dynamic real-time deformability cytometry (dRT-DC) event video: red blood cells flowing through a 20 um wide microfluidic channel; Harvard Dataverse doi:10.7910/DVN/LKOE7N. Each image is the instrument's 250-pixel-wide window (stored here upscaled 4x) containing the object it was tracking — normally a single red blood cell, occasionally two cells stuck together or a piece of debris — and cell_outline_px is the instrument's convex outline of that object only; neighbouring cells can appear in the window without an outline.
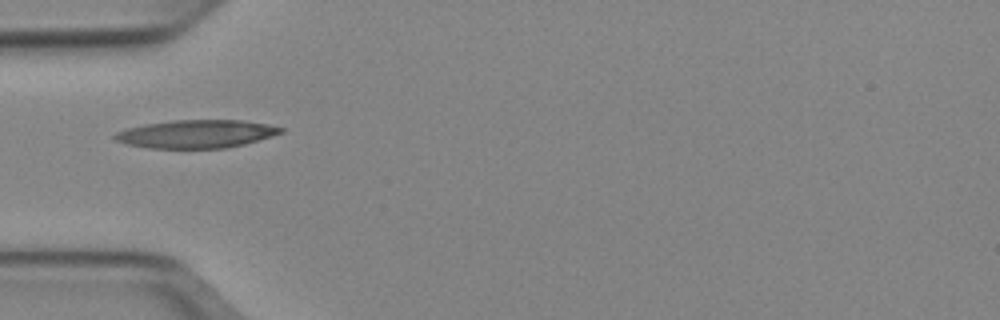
{"species": "Egyptian fruit bat (a non-hibernating species)", "species_latin": "Rousettus aegyptiacus", "temperature_condition": "cold", "stored_images_in_passage": 29, "camera_frame_rate_fps": 3000, "um_per_image_px": 0.085, "animal": {"sex": "female"}, "frame": {"image": 1, "passage_image": 1, "time_ms": 0.0, "image_size_px": [1000, 320], "cell_outline_px": [[284, 132], [272, 136], [244, 144], [224, 148], [148, 148], [128, 144], [116, 140], [112, 136], [116, 132], [124, 128], [144, 124], [172, 120], [240, 120], [268, 124], [284, 128]], "centroid_in_image_um": [16.67, 11.38], "position_along_channel_um": 68.3, "area_um2": 27.22}}
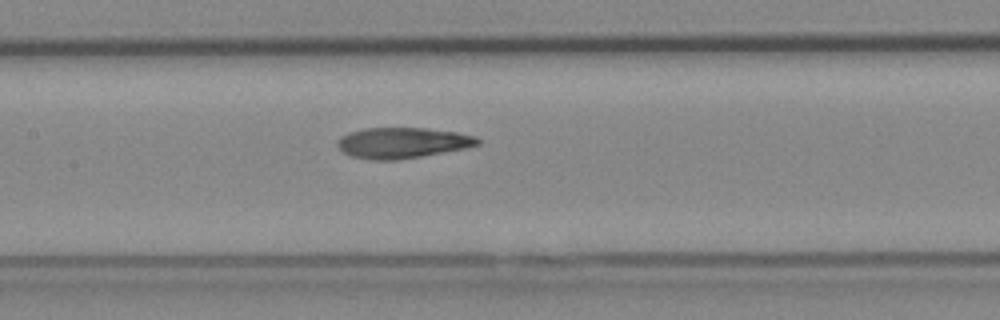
{"frame": {"image": 2, "passage_image": 9, "time_ms": 2.667, "image_size_px": [1000, 320], "cell_outline_px": [[480, 144], [464, 148], [420, 156], [396, 160], [372, 160], [348, 156], [336, 144], [336, 140], [340, 136], [348, 132], [364, 128], [428, 128], [456, 132], [476, 136], [480, 140]], "centroid_in_image_um": [34.15, 12.13], "position_along_channel_um": 173.3, "area_um2": 25.14}}
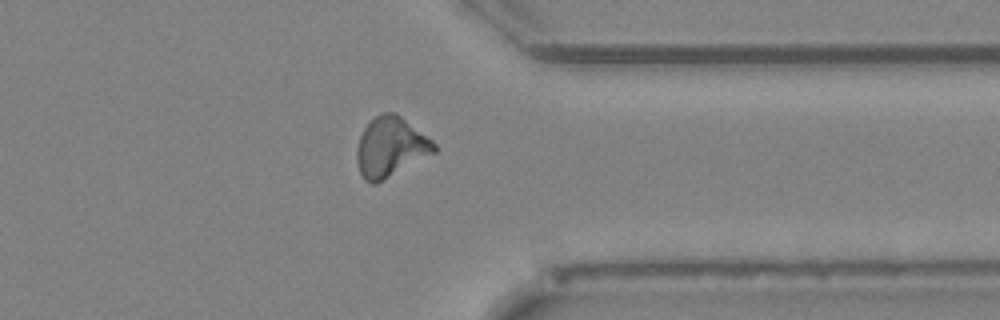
{"frame": {"image": 3, "passage_image": 25, "time_ms": 8.0, "image_size_px": [1000, 320], "cell_outline_px": [[436, 152], [376, 184], [372, 184], [364, 180], [360, 172], [356, 160], [356, 152], [360, 136], [364, 128], [376, 116], [384, 112], [396, 112], [432, 140], [436, 144]], "centroid_in_image_um": [33.19, 12.51], "position_along_channel_um": 378.2, "area_um2": 26.82}, "authors_computed_cell_mechanics": {"area_um2": 25.143, "velocity_mm_per_s": 3.9443, "shape_relaxation_time_tau1_ms": null, "shape_relaxation_time_tau2_ms": 3.1291, "deformation_change_tau1": null, "deformation_change_tau2": 0.0937}}